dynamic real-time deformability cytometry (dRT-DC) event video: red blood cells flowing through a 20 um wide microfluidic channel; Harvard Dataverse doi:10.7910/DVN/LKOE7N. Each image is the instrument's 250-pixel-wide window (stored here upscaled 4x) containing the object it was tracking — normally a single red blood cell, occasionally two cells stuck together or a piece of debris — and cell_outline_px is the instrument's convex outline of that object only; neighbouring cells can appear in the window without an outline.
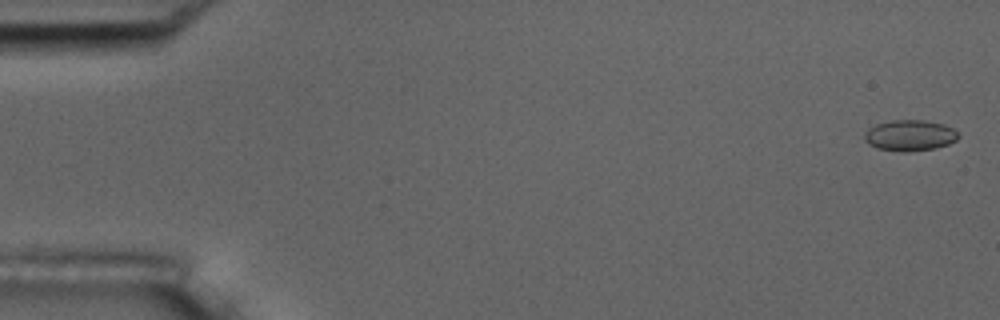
{"species": "common noctule bat (a hibernating species)", "species_latin": "Nyctalus noctula", "temperature_condition": "room temperature", "stored_images_in_passage": 57, "camera_frame_rate_fps": 3000, "um_per_image_px": 0.085, "animal": {"sex": "male", "body_mass_g": 17.5, "forearm_length_mm": 52.3}, "frame": {"image": 1, "passage_image": 2, "time_ms": 0.333, "image_size_px": [1000, 320], "cell_outline_px": [[960, 136], [956, 140], [948, 144], [932, 148], [908, 152], [900, 152], [876, 148], [868, 144], [864, 140], [864, 132], [868, 128], [876, 124], [892, 120], [924, 120], [944, 124], [952, 128]], "centroid_in_image_um": [77.29, 11.51], "position_along_channel_um": 7.7, "area_um2": 16.99}}
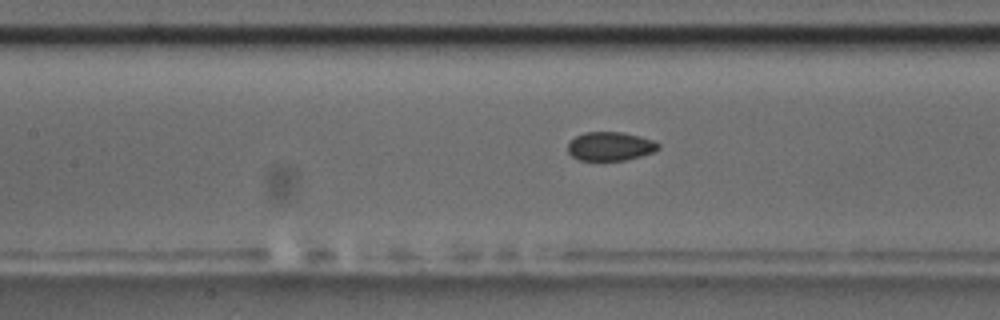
{"frame": {"image": 2, "passage_image": 26, "time_ms": 8.333, "image_size_px": [1000, 320], "cell_outline_px": [[660, 148], [652, 152], [640, 156], [624, 160], [580, 160], [572, 156], [568, 152], [568, 144], [576, 136], [584, 132], [624, 132], [640, 136], [652, 140], [660, 144]], "centroid_in_image_um": [51.87, 12.42], "position_along_channel_um": 155.5, "area_um2": 15.09}}
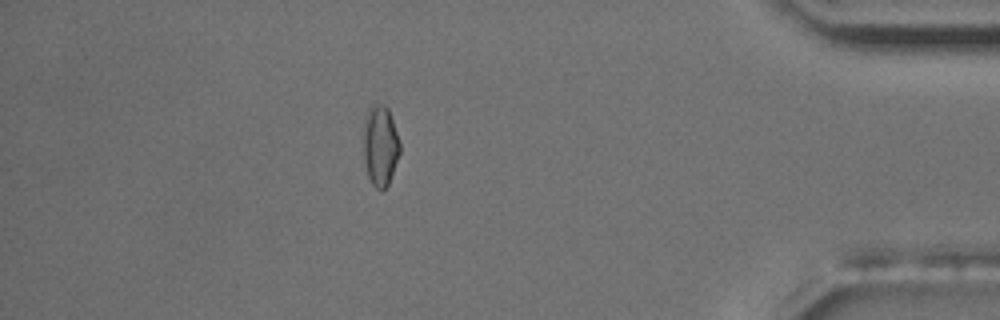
{"frame": {"image": 3, "passage_image": 50, "time_ms": 16.333, "image_size_px": [1000, 320], "cell_outline_px": [[400, 152], [388, 184], [380, 192], [372, 184], [368, 176], [364, 160], [364, 116], [368, 108], [376, 100], [384, 104], [388, 108], [400, 140]], "centroid_in_image_um": [32.32, 12.31], "position_along_channel_um": 402.9, "area_um2": 17.4}, "authors_computed_cell_mechanics": {"area_um2": 15.895, "velocity_mm_per_s": 3.6195, "shape_relaxation_time_tau1_ms": null, "shape_relaxation_time_tau2_ms": 2.2345, "deformation_change_tau1": null, "deformation_change_tau2": 0.043}}